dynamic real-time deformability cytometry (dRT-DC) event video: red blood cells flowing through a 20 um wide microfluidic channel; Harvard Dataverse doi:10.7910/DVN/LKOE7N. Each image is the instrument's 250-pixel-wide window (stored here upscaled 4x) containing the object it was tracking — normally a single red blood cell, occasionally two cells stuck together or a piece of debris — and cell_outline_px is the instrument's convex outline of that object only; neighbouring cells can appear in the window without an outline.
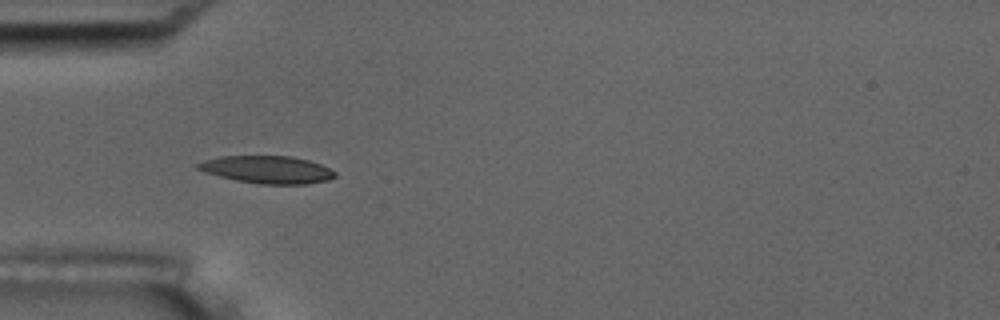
{"species": "common noctule bat (a hibernating species)", "species_latin": "Nyctalus noctula", "temperature_condition": "room temperature", "stored_images_in_passage": 6, "camera_frame_rate_fps": 3000, "um_per_image_px": 0.085, "animal": {"sex": "male", "body_mass_g": 17.5, "forearm_length_mm": 52.3}, "frame": {"image": 1, "passage_image": 5, "time_ms": 4.667, "image_size_px": [1000, 320], "cell_outline_px": [[336, 176], [328, 180], [304, 184], [260, 184], [236, 180], [204, 172], [196, 168], [196, 164], [204, 160], [220, 156], [292, 156], [308, 160], [320, 164], [336, 172]], "centroid_in_image_um": [22.71, 14.41], "position_along_channel_um": 62.3, "area_um2": 21.91}}